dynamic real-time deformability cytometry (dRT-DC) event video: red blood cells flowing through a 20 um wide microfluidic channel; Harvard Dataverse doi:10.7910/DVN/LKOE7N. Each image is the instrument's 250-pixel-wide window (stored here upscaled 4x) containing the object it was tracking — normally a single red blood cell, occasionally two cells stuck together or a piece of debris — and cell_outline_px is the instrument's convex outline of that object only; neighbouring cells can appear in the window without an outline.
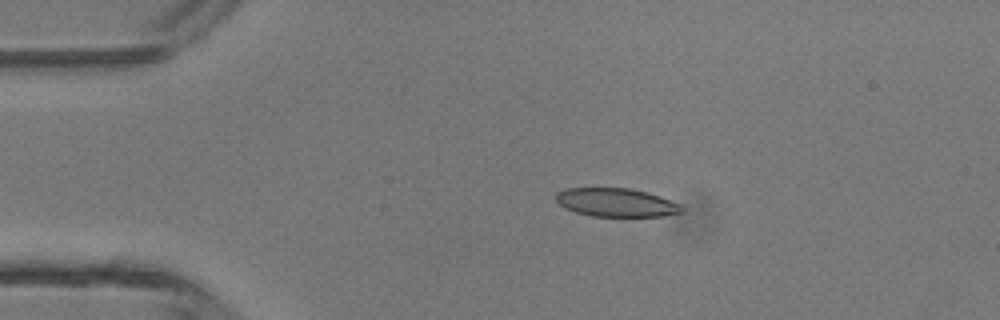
{"species": "common noctule bat (a hibernating species)", "species_latin": "Nyctalus noctula", "temperature_condition": "room temperature", "stored_images_in_passage": 4, "camera_frame_rate_fps": 3000, "um_per_image_px": 0.085, "animal": {"sex": "male", "body_mass_g": 13.3}, "frame": {"image": 1, "passage_image": 3, "time_ms": 0.667, "image_size_px": [1000, 320], "cell_outline_px": [[684, 212], [664, 216], [592, 216], [576, 212], [564, 208], [556, 200], [556, 192], [564, 188], [628, 188], [648, 192], [660, 196], [680, 204], [684, 208]], "centroid_in_image_um": [52.39, 17.21], "position_along_channel_um": 32.6, "area_um2": 20.98}}